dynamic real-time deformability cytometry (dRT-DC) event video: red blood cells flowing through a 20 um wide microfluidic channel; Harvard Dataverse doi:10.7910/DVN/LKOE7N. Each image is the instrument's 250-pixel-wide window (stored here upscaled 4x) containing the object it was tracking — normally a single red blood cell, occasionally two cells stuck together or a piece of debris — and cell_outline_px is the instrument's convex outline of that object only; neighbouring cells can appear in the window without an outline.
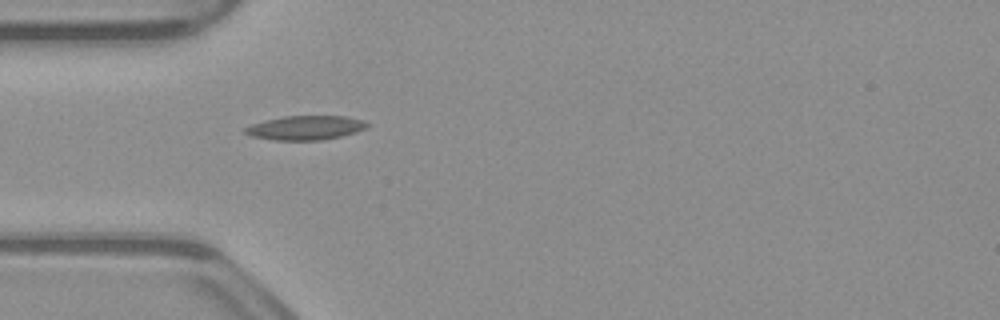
{"species": "common noctule bat (a hibernating species)", "species_latin": "Nyctalus noctula", "temperature_condition": "warm", "stored_images_in_passage": 38, "camera_frame_rate_fps": 3000, "um_per_image_px": 0.085, "animal": {"sex": "male", "body_mass_g": 23.1, "forearm_length_mm": 52.7}, "frame": {"image": 1, "passage_image": 1, "time_ms": 0.0, "image_size_px": [1000, 320], "cell_outline_px": [[368, 124], [364, 128], [356, 132], [340, 136], [320, 140], [276, 140], [252, 136], [244, 132], [244, 128], [252, 124], [284, 116], [344, 116], [364, 120]], "centroid_in_image_um": [25.97, 10.86], "position_along_channel_um": 59.0, "area_um2": 16.88}}
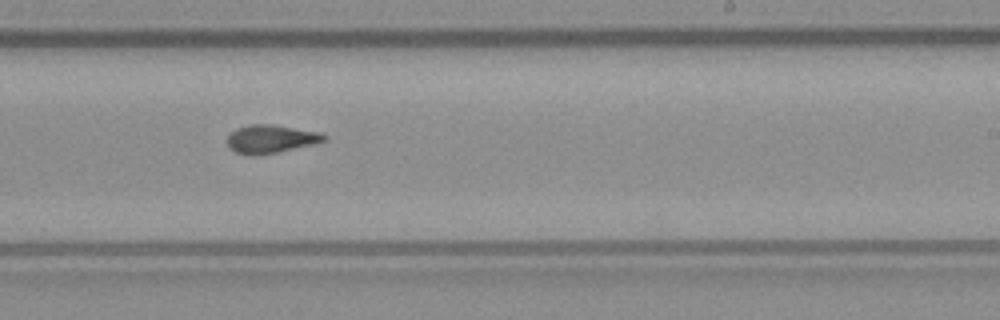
{"frame": {"image": 2, "passage_image": 17, "time_ms": 5.333, "image_size_px": [1000, 320], "cell_outline_px": [[328, 136], [324, 140], [312, 144], [276, 152], [256, 156], [252, 156], [236, 152], [228, 148], [228, 132], [236, 128], [248, 124], [272, 124], [320, 132]], "centroid_in_image_um": [22.96, 11.8], "position_along_channel_um": 266.0, "area_um2": 15.95}}
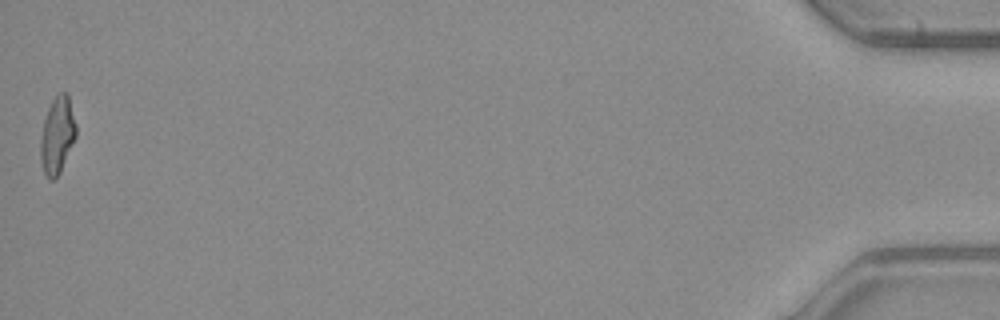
{"frame": {"image": 3, "passage_image": 38, "time_ms": 12.333, "image_size_px": [1000, 320], "cell_outline_px": [[76, 136], [60, 172], [52, 180], [48, 180], [44, 172], [40, 160], [40, 136], [44, 120], [48, 108], [52, 100], [60, 92], [68, 92], [76, 124]], "centroid_in_image_um": [4.86, 11.48], "position_along_channel_um": 430.3, "area_um2": 15.95}, "authors_computed_cell_mechanics": {"area_um2": 15.7794, "velocity_mm_per_s": 3.9019, "shape_relaxation_time_tau1_ms": 9.0061, "shape_relaxation_time_tau2_ms": 3.0073, "deformation_change_tau1": 0.2283, "deformation_change_tau2": 0.1223}}